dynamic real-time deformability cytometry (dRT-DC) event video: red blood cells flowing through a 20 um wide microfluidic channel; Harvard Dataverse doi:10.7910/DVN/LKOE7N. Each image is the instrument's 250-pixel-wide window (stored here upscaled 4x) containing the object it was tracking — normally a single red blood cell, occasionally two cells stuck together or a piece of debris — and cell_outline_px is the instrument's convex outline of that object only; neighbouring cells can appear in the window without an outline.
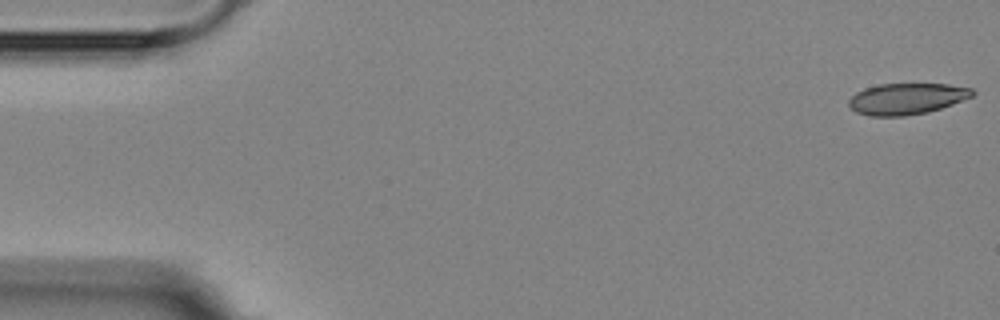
{"species": "Egyptian fruit bat (a non-hibernating species)", "species_latin": "Rousettus aegyptiacus", "temperature_condition": "room temperature", "stored_images_in_passage": 2, "camera_frame_rate_fps": 3000, "um_per_image_px": 0.085, "animal": {"sex": "female"}, "frame": {"image": 1, "passage_image": 1, "time_ms": 0.0, "image_size_px": [1000, 320], "cell_outline_px": [[976, 92], [972, 96], [952, 104], [928, 112], [904, 116], [868, 116], [856, 112], [848, 104], [848, 100], [856, 92], [864, 88], [880, 84], [948, 84], [972, 88]], "centroid_in_image_um": [77.05, 8.39], "position_along_channel_um": 7.9, "area_um2": 22.48}}